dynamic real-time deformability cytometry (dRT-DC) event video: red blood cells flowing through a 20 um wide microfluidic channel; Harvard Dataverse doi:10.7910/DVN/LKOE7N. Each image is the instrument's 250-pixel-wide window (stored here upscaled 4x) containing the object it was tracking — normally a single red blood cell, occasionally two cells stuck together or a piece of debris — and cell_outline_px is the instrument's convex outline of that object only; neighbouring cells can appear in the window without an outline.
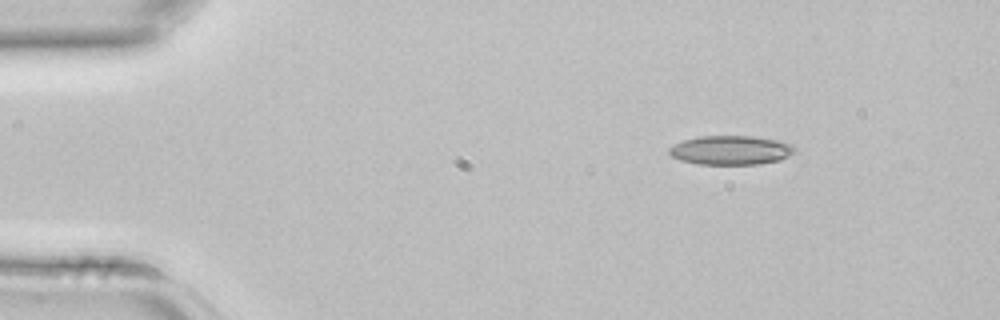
{"species": "common noctule bat (a hibernating species)", "species_latin": "Nyctalus noctula", "temperature_condition": "room temperature", "stored_images_in_passage": 2, "camera_frame_rate_fps": 3000, "um_per_image_px": 0.085, "animal": {"sex": "female", "body_mass_g": 22.7, "forearm_length_mm": 54.2}, "frame": {"image": 1, "passage_image": 1, "time_ms": 0.0, "image_size_px": [1000, 320], "cell_outline_px": [[796, 152], [780, 160], [756, 164], [696, 164], [680, 160], [672, 156], [668, 152], [668, 148], [684, 140], [700, 136], [752, 136], [776, 140], [792, 144], [796, 148]], "centroid_in_image_um": [62.13, 12.77], "position_along_channel_um": 22.9, "area_um2": 21.27}}